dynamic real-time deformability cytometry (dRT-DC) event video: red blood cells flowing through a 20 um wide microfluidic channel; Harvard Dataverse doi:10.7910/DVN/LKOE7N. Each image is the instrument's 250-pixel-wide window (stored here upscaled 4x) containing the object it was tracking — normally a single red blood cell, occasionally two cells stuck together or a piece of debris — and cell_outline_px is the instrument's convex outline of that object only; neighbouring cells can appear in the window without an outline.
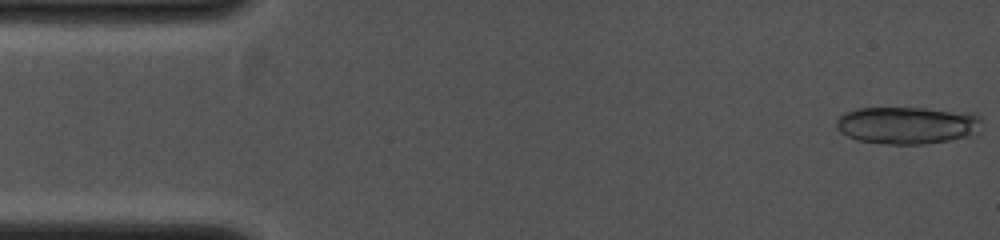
{"species": "common noctule bat (a hibernating species)", "species_latin": "Nyctalus noctula", "temperature_condition": "cold", "stored_images_in_passage": 9, "camera_frame_rate_fps": 4000, "um_per_image_px": 0.085, "animal": {"sex": "female", "body_mass_g": 19.0, "forearm_length_mm": 53.3}, "frame": {"image": 1, "passage_image": 1, "time_ms": 0.0, "image_size_px": [1000, 240], "cell_outline_px": [[980, 120], [976, 136], [952, 140], [924, 144], [888, 144], [856, 140], [840, 132], [836, 128], [836, 120], [844, 112], [856, 108], [924, 108], [976, 112], [980, 116]], "centroid_in_image_um": [77.15, 10.64], "position_along_channel_um": 7.8, "area_um2": 32.19}}